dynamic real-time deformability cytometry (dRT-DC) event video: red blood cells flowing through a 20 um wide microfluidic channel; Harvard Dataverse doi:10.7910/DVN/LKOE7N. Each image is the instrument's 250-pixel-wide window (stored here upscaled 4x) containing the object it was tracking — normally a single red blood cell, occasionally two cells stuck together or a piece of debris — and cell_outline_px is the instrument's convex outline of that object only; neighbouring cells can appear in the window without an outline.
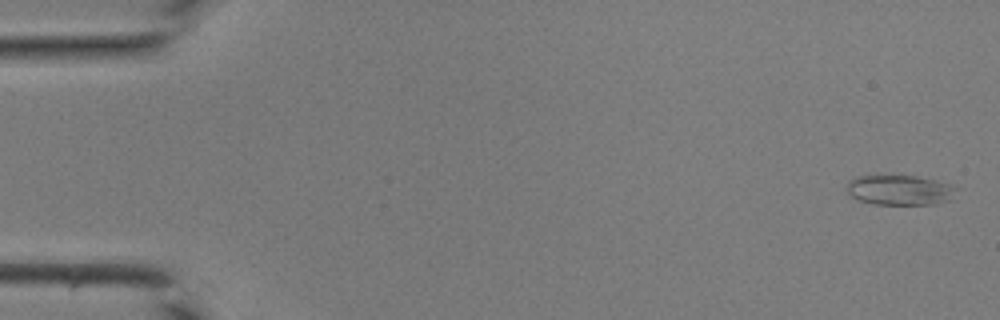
{"species": "common noctule bat (a hibernating species)", "species_latin": "Nyctalus noctula", "temperature_condition": "room temperature", "stored_images_in_passage": 42, "camera_frame_rate_fps": 3000, "um_per_image_px": 0.085, "animal": {"sex": "male", "body_mass_g": 19.0, "forearm_length_mm": 50.8}, "frame": {"image": 1, "passage_image": 1, "time_ms": 0.0, "image_size_px": [1000, 320], "cell_outline_px": [[956, 188], [948, 200], [936, 204], [872, 204], [860, 200], [852, 196], [848, 192], [848, 180], [856, 176], [876, 172], [916, 176], [948, 184]], "centroid_in_image_um": [76.36, 16.1], "position_along_channel_um": 8.6, "area_um2": 19.54}}
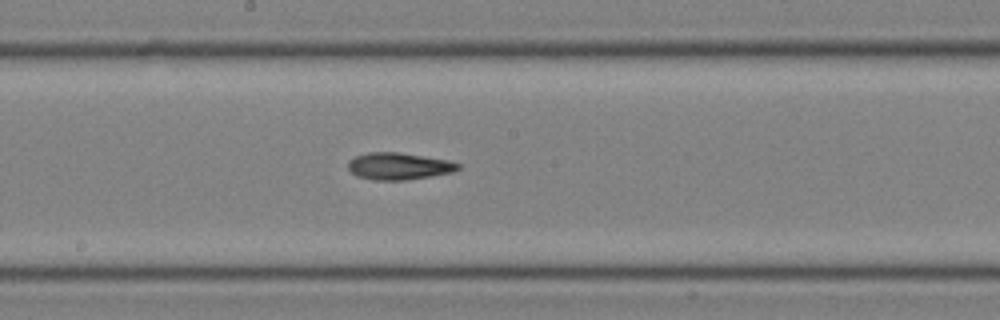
{"frame": {"image": 2, "passage_image": 23, "time_ms": 7.333, "image_size_px": [1000, 320], "cell_outline_px": [[460, 168], [452, 172], [432, 176], [404, 180], [376, 180], [356, 176], [348, 168], [348, 160], [356, 156], [368, 152], [400, 152], [448, 160], [460, 164]], "centroid_in_image_um": [33.89, 14.12], "position_along_channel_um": 214.3, "area_um2": 17.28}}
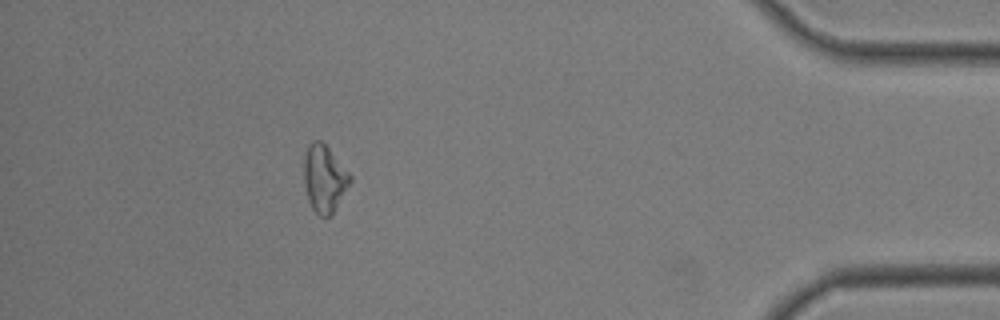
{"frame": {"image": 3, "passage_image": 38, "time_ms": 12.333, "image_size_px": [1000, 320], "cell_outline_px": [[352, 180], [332, 216], [320, 216], [312, 208], [308, 200], [304, 184], [304, 156], [308, 144], [312, 140], [320, 140], [328, 148], [352, 176]], "centroid_in_image_um": [27.56, 15.19], "position_along_channel_um": 407.6, "area_um2": 18.09}}